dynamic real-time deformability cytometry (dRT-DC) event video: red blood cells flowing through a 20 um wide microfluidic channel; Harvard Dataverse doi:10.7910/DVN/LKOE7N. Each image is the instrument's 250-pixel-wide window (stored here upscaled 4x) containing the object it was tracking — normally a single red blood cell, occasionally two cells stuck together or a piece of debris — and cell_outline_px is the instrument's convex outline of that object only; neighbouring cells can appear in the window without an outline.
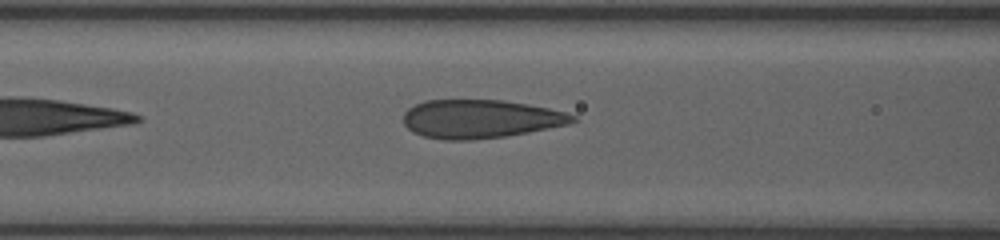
{"species": "human", "species_latin": "Homo sapiens", "temperature_condition": "room temperature", "stored_images_in_passage": 12, "camera_frame_rate_fps": 3000, "um_per_image_px": 0.085, "donor": {"sex": "female"}, "frame": {"image": 1, "passage_image": 4, "time_ms": 1.333, "image_size_px": [1000, 240], "cell_outline_px": [[576, 120], [568, 124], [528, 132], [504, 136], [472, 140], [444, 140], [424, 136], [412, 132], [404, 124], [404, 112], [408, 108], [424, 100], [504, 100], [528, 104], [548, 108], [564, 112], [576, 116]], "centroid_in_image_um": [40.8, 10.1], "position_along_channel_um": 125.8, "area_um2": 37.86}}
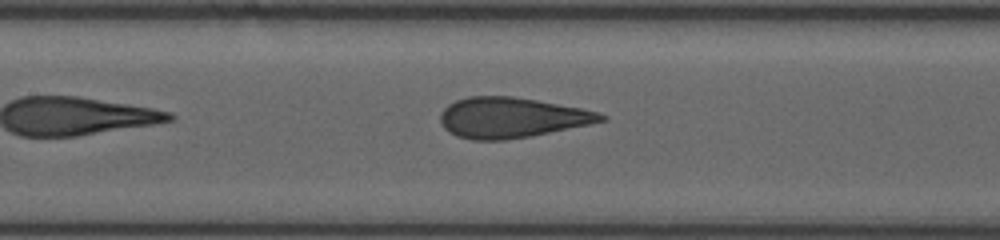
{"frame": {"image": 2, "passage_image": 6, "time_ms": 2.333, "image_size_px": [1000, 240], "cell_outline_px": [[608, 120], [532, 136], [504, 140], [472, 140], [456, 136], [448, 132], [444, 128], [440, 120], [440, 112], [448, 104], [456, 100], [468, 96], [512, 96], [536, 100], [580, 108], [600, 112], [608, 116]], "centroid_in_image_um": [43.46, 10.0], "position_along_channel_um": 163.9, "area_um2": 37.92}}
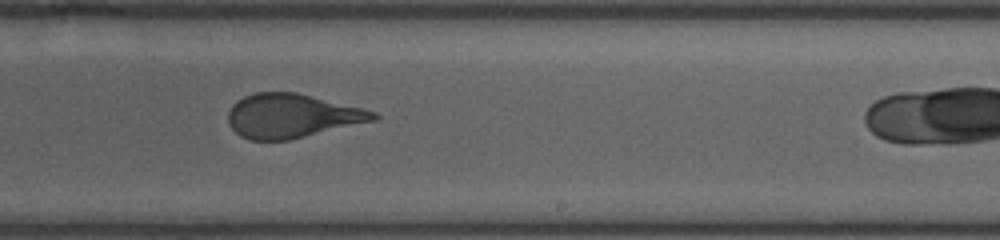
{"frame": {"image": 3, "passage_image": 10, "time_ms": 5.0, "image_size_px": [1000, 240], "cell_outline_px": [[380, 116], [376, 120], [288, 140], [248, 140], [240, 136], [228, 124], [228, 112], [232, 104], [236, 100], [244, 96], [256, 92], [296, 92], [376, 112]], "centroid_in_image_um": [24.76, 9.85], "position_along_channel_um": 264.2, "area_um2": 37.05}}